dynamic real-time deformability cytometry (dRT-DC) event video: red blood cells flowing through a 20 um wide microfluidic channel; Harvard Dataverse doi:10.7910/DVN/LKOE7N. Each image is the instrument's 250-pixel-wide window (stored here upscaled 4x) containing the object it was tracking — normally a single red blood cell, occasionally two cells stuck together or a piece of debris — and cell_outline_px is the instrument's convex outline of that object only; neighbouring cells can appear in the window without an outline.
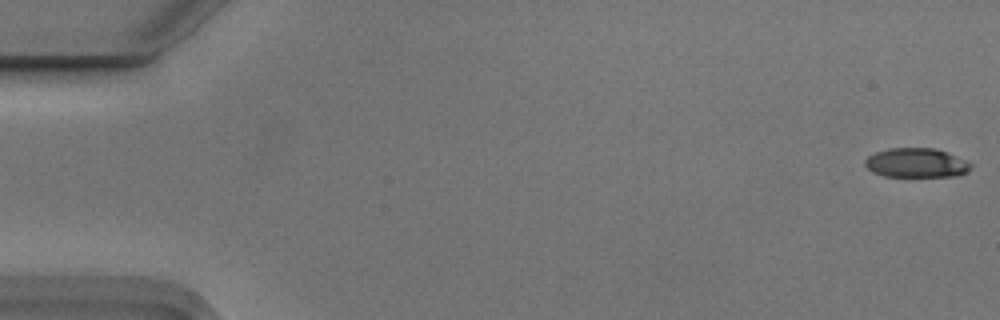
{"species": "Egyptian fruit bat (a non-hibernating species)", "species_latin": "Rousettus aegyptiacus", "temperature_condition": "cold", "stored_images_in_passage": 55, "camera_frame_rate_fps": 3000, "um_per_image_px": 0.085, "animal": {"sex": "male"}, "frame": {"image": 1, "passage_image": 1, "time_ms": 0.0, "image_size_px": [1000, 320], "cell_outline_px": [[972, 168], [968, 172], [960, 176], [884, 176], [872, 172], [864, 164], [864, 160], [868, 156], [876, 152], [888, 148], [936, 148], [948, 152], [968, 160], [972, 164]], "centroid_in_image_um": [77.94, 13.84], "position_along_channel_um": 7.1, "area_um2": 18.38}}
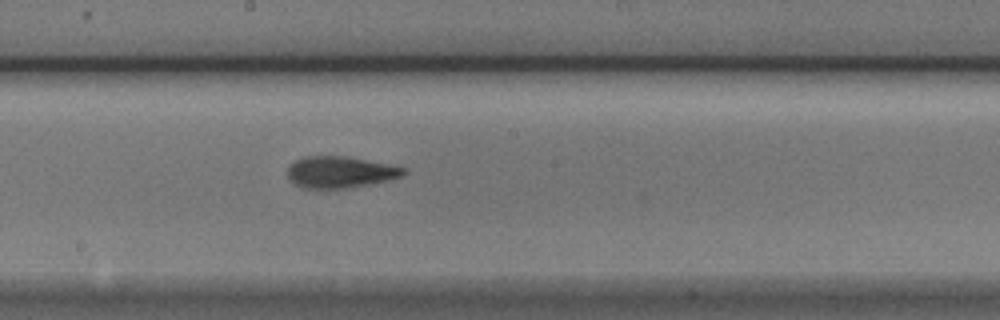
{"frame": {"image": 2, "passage_image": 30, "time_ms": 9.667, "image_size_px": [1000, 320], "cell_outline_px": [[408, 172], [400, 176], [368, 184], [348, 188], [308, 188], [296, 184], [288, 176], [288, 164], [304, 156], [348, 156], [388, 164], [404, 168]], "centroid_in_image_um": [28.89, 14.61], "position_along_channel_um": 219.3, "area_um2": 20.98}}
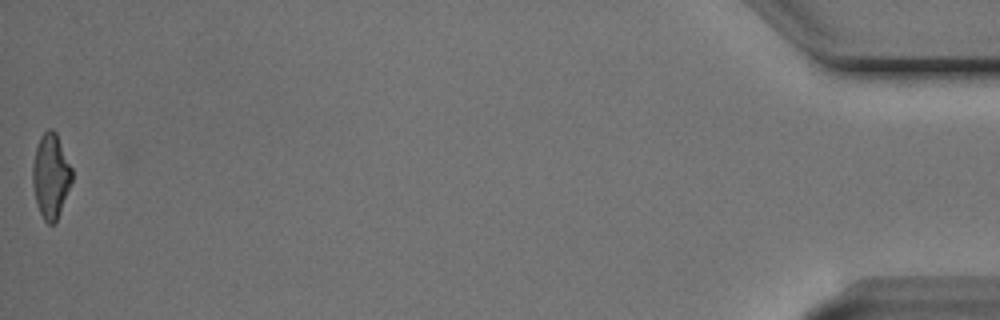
{"frame": {"image": 3, "passage_image": 55, "time_ms": 18.0, "image_size_px": [1000, 320], "cell_outline_px": [[72, 180], [56, 224], [48, 224], [44, 220], [36, 204], [32, 184], [32, 164], [36, 148], [40, 136], [48, 128], [52, 128], [56, 132], [72, 168]], "centroid_in_image_um": [4.31, 14.96], "position_along_channel_um": 430.9, "area_um2": 19.54}, "authors_computed_cell_mechanics": {"area_um2": 20.3456, "velocity_mm_per_s": 3.7361, "shape_relaxation_time_tau1_ms": 3.4705, "shape_relaxation_time_tau2_ms": 2.5804, "deformation_change_tau1": 0.164, "deformation_change_tau2": 0.1108}}